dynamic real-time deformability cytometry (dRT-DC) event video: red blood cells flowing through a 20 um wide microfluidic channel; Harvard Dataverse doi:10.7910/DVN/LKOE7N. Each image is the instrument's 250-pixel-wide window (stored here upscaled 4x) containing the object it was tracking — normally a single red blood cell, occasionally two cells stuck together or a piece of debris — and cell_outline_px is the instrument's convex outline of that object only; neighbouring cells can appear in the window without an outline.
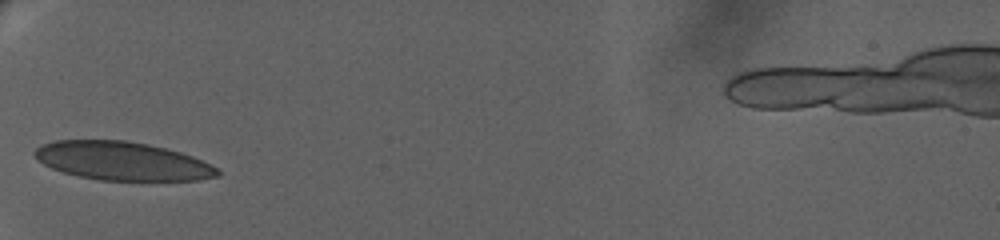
{"species": "human", "species_latin": "Homo sapiens", "temperature_condition": "warm", "stored_images_in_passage": 19, "camera_frame_rate_fps": 3000, "um_per_image_px": 0.085, "donor": {"sex": "female"}, "frame": {"image": 1, "passage_image": 1, "time_ms": 0.0, "image_size_px": [1000, 240], "cell_outline_px": [[220, 176], [200, 180], [100, 180], [76, 176], [52, 168], [36, 160], [32, 156], [32, 152], [40, 144], [52, 140], [124, 140], [148, 144], [180, 152], [192, 156], [216, 168], [220, 172]], "centroid_in_image_um": [10.32, 13.68], "position_along_channel_um": 74.7, "area_um2": 41.1}}
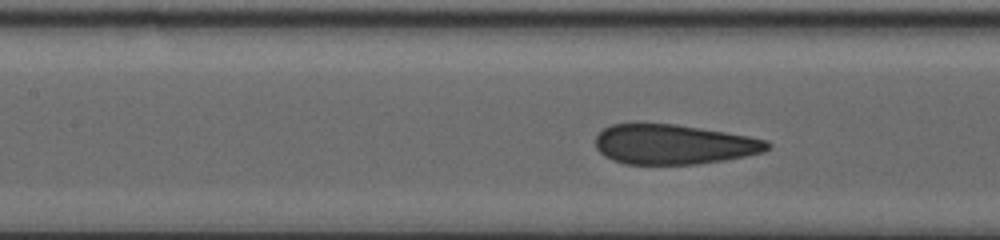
{"frame": {"image": 2, "passage_image": 14, "time_ms": 2.667, "image_size_px": [1000, 240], "cell_outline_px": [[772, 148], [764, 152], [724, 160], [696, 164], [624, 164], [612, 160], [604, 156], [596, 148], [596, 136], [604, 128], [612, 124], [676, 124], [748, 136], [768, 140], [772, 144]], "centroid_in_image_um": [57.28, 12.28], "position_along_channel_um": 150.1, "area_um2": 39.88}}
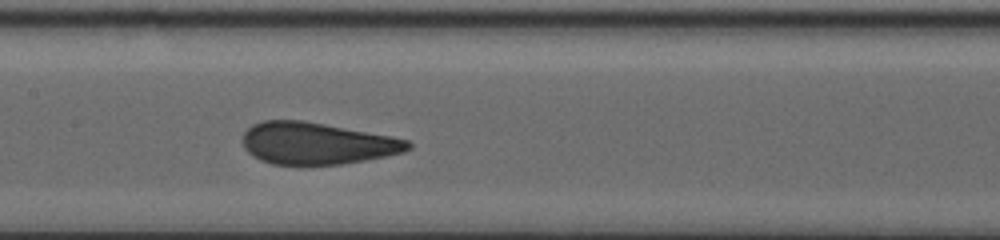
{"frame": {"image": 3, "passage_image": 18, "time_ms": 3.667, "image_size_px": [1000, 240], "cell_outline_px": [[412, 148], [404, 152], [364, 160], [340, 164], [272, 164], [260, 160], [252, 156], [244, 148], [244, 132], [252, 124], [264, 120], [304, 120], [392, 136], [408, 140], [412, 144]], "centroid_in_image_um": [26.93, 12.17], "position_along_channel_um": 180.5, "area_um2": 40.29}}